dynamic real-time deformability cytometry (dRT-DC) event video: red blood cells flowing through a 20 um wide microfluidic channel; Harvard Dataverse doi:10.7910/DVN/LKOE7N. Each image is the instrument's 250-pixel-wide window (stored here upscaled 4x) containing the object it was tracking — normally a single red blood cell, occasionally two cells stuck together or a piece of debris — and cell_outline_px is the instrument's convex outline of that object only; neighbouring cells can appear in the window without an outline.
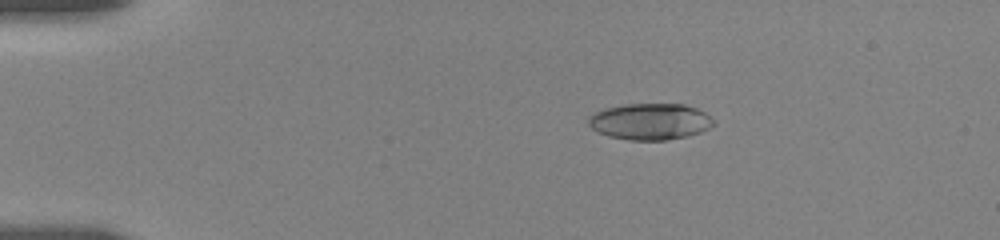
{"species": "human", "species_latin": "Homo sapiens", "temperature_condition": "room temperature", "stored_images_in_passage": 56, "camera_frame_rate_fps": 3000, "um_per_image_px": 0.085, "donor": {"sex": "female"}, "frame": {"image": 1, "passage_image": 11, "time_ms": 3.333, "image_size_px": [1000, 240], "cell_outline_px": [[716, 124], [700, 132], [688, 136], [668, 140], [628, 140], [608, 136], [592, 128], [588, 124], [588, 116], [604, 108], [624, 104], [684, 104], [696, 108], [704, 112], [716, 120]], "centroid_in_image_um": [55.28, 10.33], "position_along_channel_um": 29.7, "area_um2": 26.7}}
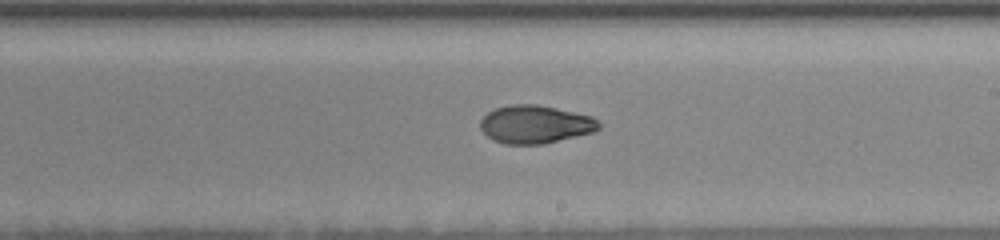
{"frame": {"image": 2, "passage_image": 34, "time_ms": 11.0, "image_size_px": [1000, 240], "cell_outline_px": [[600, 128], [592, 132], [544, 144], [504, 144], [492, 140], [480, 128], [480, 120], [488, 112], [496, 108], [512, 104], [536, 104], [556, 108], [592, 116], [600, 124]], "centroid_in_image_um": [45.47, 10.57], "position_along_channel_um": 243.5, "area_um2": 26.18}}
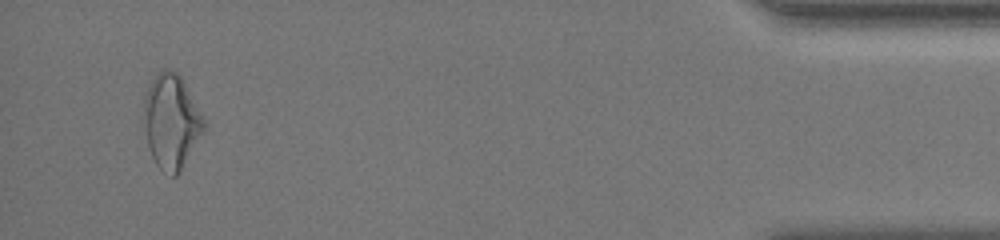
{"frame": {"image": 3, "passage_image": 54, "time_ms": 17.667, "image_size_px": [1000, 240], "cell_outline_px": [[204, 128], [176, 176], [172, 176], [160, 168], [152, 160], [148, 144], [144, 124], [144, 96], [156, 72], [164, 68], [168, 68], [176, 72], [184, 80], [204, 120]], "centroid_in_image_um": [14.52, 10.26], "position_along_channel_um": 420.7, "area_um2": 32.31}, "authors_computed_cell_mechanics": {"area_um2": 27.0215, "velocity_mm_per_s": 3.6488, "shape_relaxation_time_tau1_ms": 4.4601, "shape_relaxation_time_tau2_ms": 2.7887, "deformation_change_tau1": 0.1799, "deformation_change_tau2": 0.0739}}